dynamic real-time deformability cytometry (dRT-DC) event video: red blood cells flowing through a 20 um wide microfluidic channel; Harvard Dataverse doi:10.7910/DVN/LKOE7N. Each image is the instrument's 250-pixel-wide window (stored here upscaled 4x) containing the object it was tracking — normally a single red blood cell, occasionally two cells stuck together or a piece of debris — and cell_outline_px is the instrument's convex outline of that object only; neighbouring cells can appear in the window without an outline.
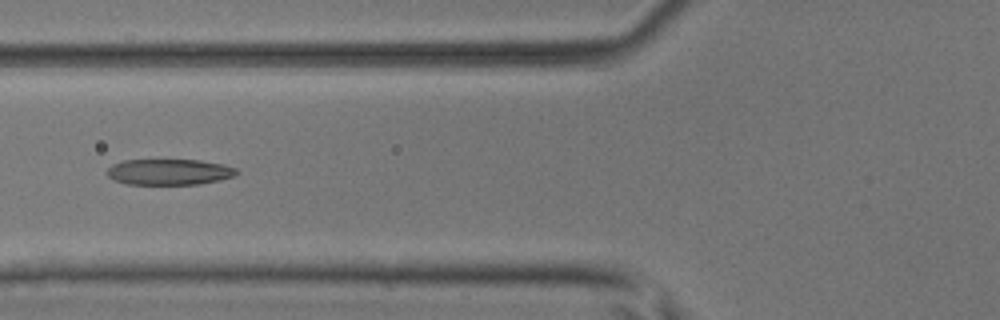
{"species": "common noctule bat (a hibernating species)", "species_latin": "Nyctalus noctula", "temperature_condition": "room temperature", "stored_images_in_passage": 5, "camera_frame_rate_fps": 3000, "um_per_image_px": 0.085, "animal": {"sex": "male", "body_mass_g": 17.9, "forearm_length_mm": 54.2}, "frame": {"image": 1, "passage_image": 5, "time_ms": 1.333, "image_size_px": [1000, 320], "cell_outline_px": [[240, 172], [232, 176], [220, 180], [200, 184], [128, 184], [116, 180], [108, 176], [108, 168], [112, 164], [124, 160], [200, 160], [224, 164], [236, 168]], "centroid_in_image_um": [14.42, 14.61], "position_along_channel_um": 111.4, "area_um2": 19.48}}